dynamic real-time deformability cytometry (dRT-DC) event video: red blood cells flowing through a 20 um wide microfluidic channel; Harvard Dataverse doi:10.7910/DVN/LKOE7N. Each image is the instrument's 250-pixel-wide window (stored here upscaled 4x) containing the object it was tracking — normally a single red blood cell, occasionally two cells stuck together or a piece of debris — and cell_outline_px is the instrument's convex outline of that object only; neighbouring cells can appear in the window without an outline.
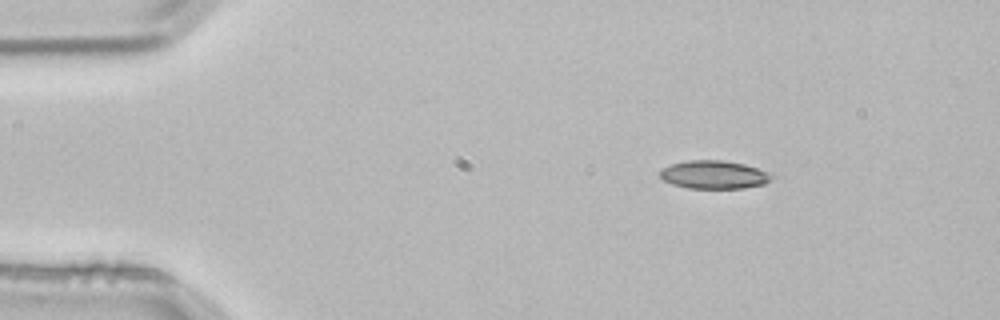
{"species": "common noctule bat (a hibernating species)", "species_latin": "Nyctalus noctula", "temperature_condition": "room temperature", "stored_images_in_passage": 3, "segment_of_instrument_passage": [1, 2], "camera_frame_rate_fps": 3000, "um_per_image_px": 0.085, "animal": {"sex": "male", "body_mass_g": 21.5, "forearm_length_mm": 52.0}, "frame": {"image": 1, "passage_image": 1, "time_ms": 0.0, "image_size_px": [1000, 320], "cell_outline_px": [[776, 176], [764, 184], [744, 188], [688, 188], [672, 184], [664, 180], [656, 172], [660, 168], [672, 164], [688, 160], [724, 160], [744, 164], [772, 172]], "centroid_in_image_um": [60.7, 14.84], "position_along_channel_um": 24.3, "area_um2": 18.67}}